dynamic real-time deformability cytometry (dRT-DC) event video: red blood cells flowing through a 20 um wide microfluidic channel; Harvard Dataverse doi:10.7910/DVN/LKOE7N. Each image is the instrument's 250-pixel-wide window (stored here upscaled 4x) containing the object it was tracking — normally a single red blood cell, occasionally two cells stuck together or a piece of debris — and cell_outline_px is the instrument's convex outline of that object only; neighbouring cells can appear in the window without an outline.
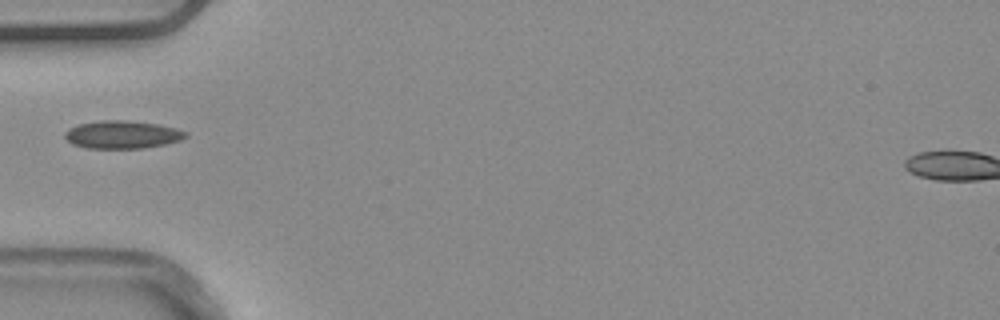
{"species": "common noctule bat (a hibernating species)", "species_latin": "Nyctalus noctula", "temperature_condition": "warm", "stored_images_in_passage": 29, "camera_frame_rate_fps": 3000, "um_per_image_px": 0.085, "animal": {"sex": "male", "body_mass_g": 20.4}, "frame": {"image": 1, "passage_image": 1, "time_ms": 0.0, "image_size_px": [1000, 320], "cell_outline_px": [[188, 136], [180, 140], [164, 144], [144, 148], [88, 148], [76, 144], [68, 140], [64, 136], [64, 132], [68, 128], [80, 124], [100, 120], [124, 120], [156, 124], [176, 128], [188, 132]], "centroid_in_image_um": [10.41, 11.43], "position_along_channel_um": 74.6, "area_um2": 19.42}}
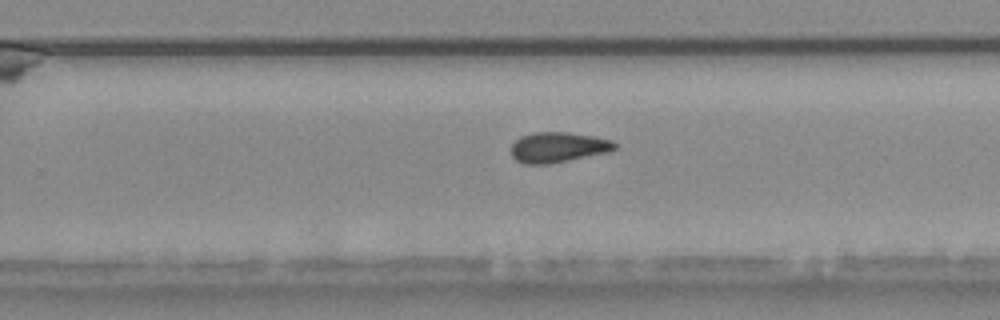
{"frame": {"image": 2, "passage_image": 17, "time_ms": 5.333, "image_size_px": [1000, 320], "cell_outline_px": [[616, 148], [608, 152], [548, 164], [524, 164], [516, 160], [512, 156], [512, 144], [520, 136], [532, 132], [568, 132], [592, 136], [612, 140], [616, 144]], "centroid_in_image_um": [47.41, 12.51], "position_along_channel_um": 282.4, "area_um2": 18.21}}
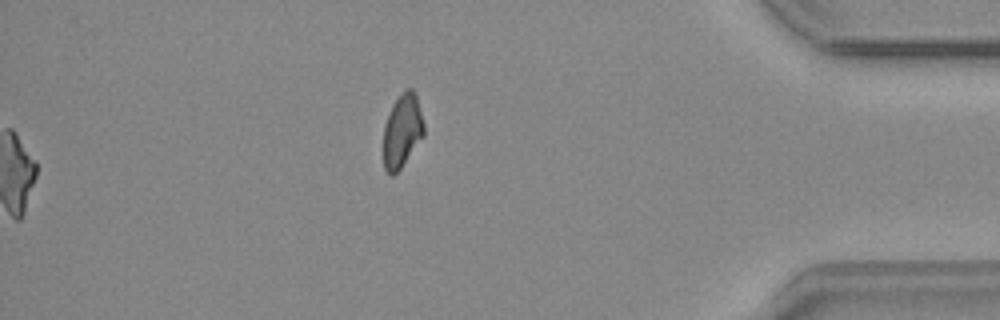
{"frame": {"image": 3, "passage_image": 29, "time_ms": 9.333, "image_size_px": [1000, 320], "cell_outline_px": [[424, 136], [400, 168], [392, 176], [384, 168], [384, 124], [392, 104], [408, 88], [412, 88], [416, 92], [424, 124]], "centroid_in_image_um": [34.2, 11.1], "position_along_channel_um": 401.0, "area_um2": 17.17}}